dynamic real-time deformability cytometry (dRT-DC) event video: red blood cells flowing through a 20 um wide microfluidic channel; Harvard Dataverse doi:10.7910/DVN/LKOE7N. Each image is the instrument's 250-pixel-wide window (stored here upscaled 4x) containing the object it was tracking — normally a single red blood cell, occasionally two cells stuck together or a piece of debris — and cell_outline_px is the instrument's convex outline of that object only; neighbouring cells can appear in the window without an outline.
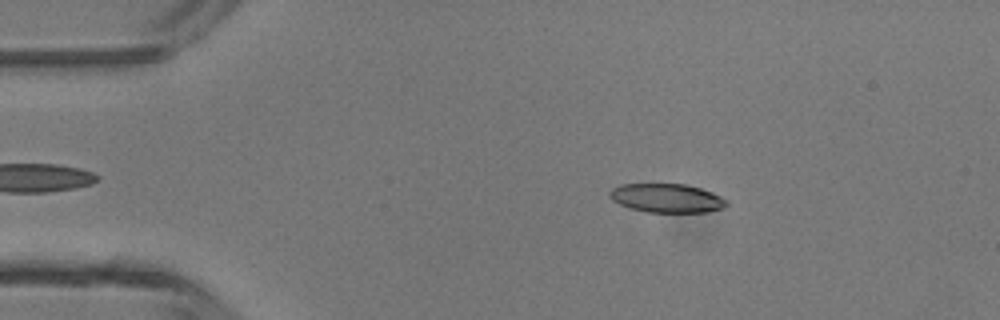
{"species": "common noctule bat (a hibernating species)", "species_latin": "Nyctalus noctula", "temperature_condition": "room temperature", "stored_images_in_passage": 40, "camera_frame_rate_fps": 3000, "um_per_image_px": 0.085, "animal": {"sex": "male", "body_mass_g": 13.3}, "frame": {"image": 1, "passage_image": 8, "time_ms": 2.333, "image_size_px": [1000, 320], "cell_outline_px": [[728, 204], [720, 208], [704, 212], [648, 212], [628, 208], [612, 200], [608, 192], [612, 188], [620, 184], [684, 184], [700, 188], [712, 192], [728, 200]], "centroid_in_image_um": [56.64, 16.83], "position_along_channel_um": 28.4, "area_um2": 19.59}}
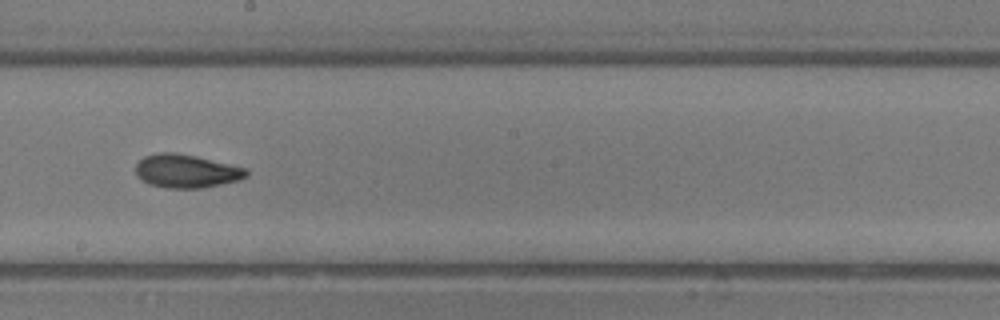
{"frame": {"image": 2, "passage_image": 26, "time_ms": 8.333, "image_size_px": [1000, 320], "cell_outline_px": [[248, 176], [240, 180], [204, 188], [164, 188], [148, 184], [140, 180], [136, 176], [136, 164], [144, 156], [160, 152], [176, 152], [196, 156], [244, 168], [248, 172]], "centroid_in_image_um": [15.8, 14.55], "position_along_channel_um": 232.4, "area_um2": 21.68}}
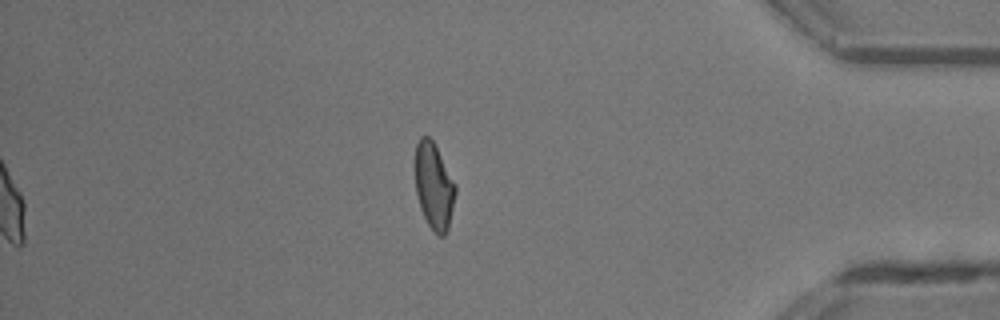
{"frame": {"image": 3, "passage_image": 40, "time_ms": 13.0, "image_size_px": [1000, 320], "cell_outline_px": [[456, 192], [448, 232], [444, 236], [436, 236], [428, 224], [420, 208], [416, 192], [412, 164], [416, 144], [420, 136], [428, 136], [432, 140], [456, 184]], "centroid_in_image_um": [36.85, 15.82], "position_along_channel_um": 398.4, "area_um2": 20.92}, "authors_computed_cell_mechanics": {"area_um2": 20.9236, "velocity_mm_per_s": 4.3621, "shape_relaxation_time_tau1_ms": 3.8928, "shape_relaxation_time_tau2_ms": 2.3982, "deformation_change_tau1": 0.1396, "deformation_change_tau2": 0.088}}